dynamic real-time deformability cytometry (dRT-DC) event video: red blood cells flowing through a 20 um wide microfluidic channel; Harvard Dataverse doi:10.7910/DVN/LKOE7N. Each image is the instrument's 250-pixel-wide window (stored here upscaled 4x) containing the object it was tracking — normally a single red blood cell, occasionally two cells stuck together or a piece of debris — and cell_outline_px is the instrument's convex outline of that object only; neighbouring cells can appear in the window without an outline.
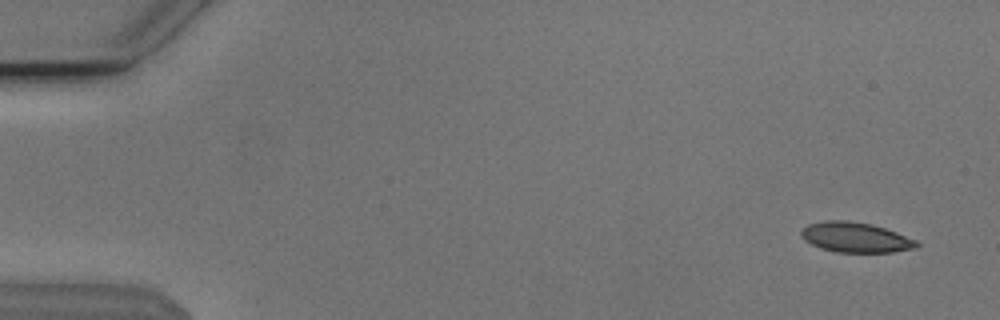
{"species": "Egyptian fruit bat (a non-hibernating species)", "species_latin": "Rousettus aegyptiacus", "temperature_condition": "cold", "stored_images_in_passage": 5, "segment_of_instrument_passage": [2, 2], "camera_frame_rate_fps": 3000, "um_per_image_px": 0.085, "animal": {"sex": "male"}, "frame": {"image": 1, "passage_image": 5, "time_ms": 1.333, "image_size_px": [1000, 320], "cell_outline_px": [[920, 244], [916, 248], [892, 252], [836, 252], [820, 248], [804, 240], [800, 236], [800, 232], [808, 224], [824, 220], [848, 220], [872, 224], [896, 232], [916, 240]], "centroid_in_image_um": [72.7, 20.17], "position_along_channel_um": 12.3, "area_um2": 20.29}}